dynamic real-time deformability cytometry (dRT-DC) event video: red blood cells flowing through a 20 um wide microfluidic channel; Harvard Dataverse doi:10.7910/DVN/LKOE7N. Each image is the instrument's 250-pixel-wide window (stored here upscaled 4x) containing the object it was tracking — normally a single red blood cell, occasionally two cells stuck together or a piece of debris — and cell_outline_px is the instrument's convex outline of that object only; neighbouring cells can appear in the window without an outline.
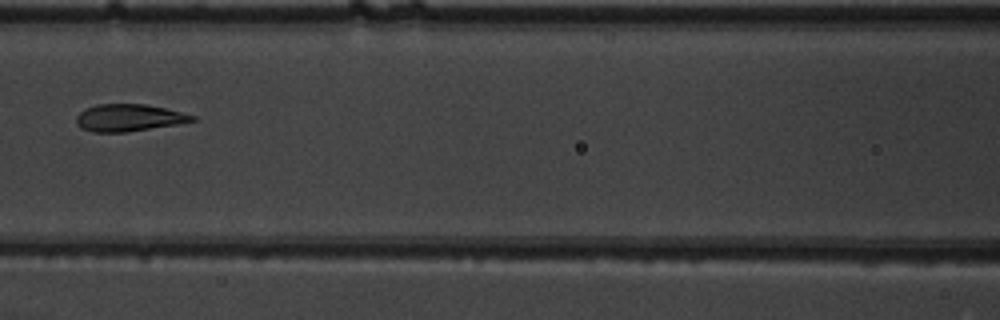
{"species": "common noctule bat (a hibernating species)", "species_latin": "Nyctalus noctula", "temperature_condition": "warm", "stored_images_in_passage": 7, "camera_frame_rate_fps": 3000, "um_per_image_px": 0.085, "animal": {"sex": "male", "body_mass_g": 19.5, "forearm_length_mm": 54.6}, "frame": {"image": 1, "passage_image": 7, "time_ms": 2.0, "image_size_px": [1000, 320], "cell_outline_px": [[196, 120], [180, 124], [128, 132], [92, 132], [80, 128], [76, 124], [76, 116], [84, 108], [96, 104], [144, 104], [164, 108], [196, 116]], "centroid_in_image_um": [10.92, 10.02], "position_along_channel_um": 155.7, "area_um2": 18.5}}